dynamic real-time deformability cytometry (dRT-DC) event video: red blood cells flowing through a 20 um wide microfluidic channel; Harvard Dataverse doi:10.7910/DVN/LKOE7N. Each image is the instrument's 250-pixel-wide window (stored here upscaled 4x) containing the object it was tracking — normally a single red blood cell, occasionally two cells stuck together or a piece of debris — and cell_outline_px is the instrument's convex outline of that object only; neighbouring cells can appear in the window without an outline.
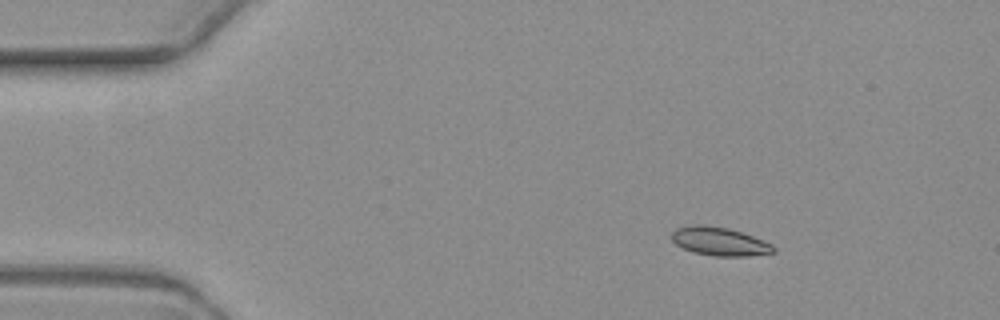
{"species": "common noctule bat (a hibernating species)", "species_latin": "Nyctalus noctula", "temperature_condition": "warm", "stored_images_in_passage": 6, "camera_frame_rate_fps": 3000, "um_per_image_px": 0.085, "animal": {"sex": "female", "body_mass_g": 19.3, "forearm_length_mm": 54.1}, "frame": {"image": 1, "passage_image": 1, "time_ms": 0.0, "image_size_px": [1000, 320], "cell_outline_px": [[776, 252], [748, 256], [716, 256], [692, 252], [676, 244], [672, 240], [672, 232], [676, 228], [692, 224], [704, 224], [728, 228], [764, 240], [772, 244], [776, 248]], "centroid_in_image_um": [61.16, 20.51], "position_along_channel_um": 23.8, "area_um2": 16.94}}
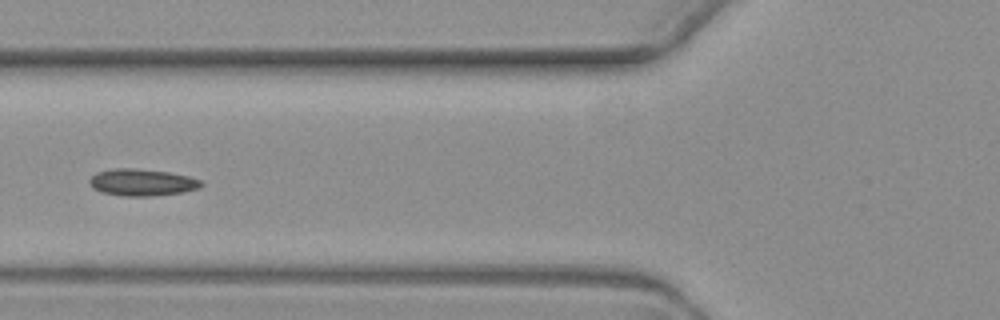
{"frame": {"image": 2, "passage_image": 5, "time_ms": 4.667, "image_size_px": [1000, 320], "cell_outline_px": [[204, 184], [200, 188], [184, 192], [152, 196], [124, 196], [100, 192], [92, 188], [88, 184], [88, 180], [96, 172], [112, 168], [136, 168], [168, 172], [188, 176], [200, 180]], "centroid_in_image_um": [12.04, 15.5], "position_along_channel_um": 113.8, "area_um2": 17.74}}
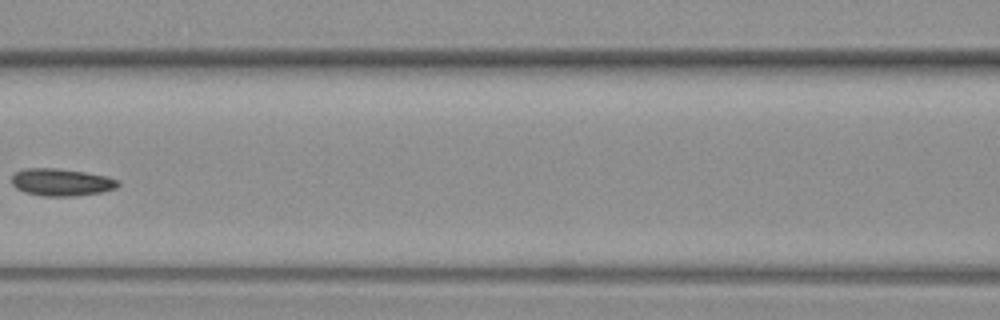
{"frame": {"image": 3, "passage_image": 6, "time_ms": 6.0, "image_size_px": [1000, 320], "cell_outline_px": [[120, 184], [116, 188], [100, 192], [72, 196], [40, 196], [24, 192], [16, 188], [12, 184], [12, 176], [16, 172], [24, 168], [56, 168], [84, 172], [104, 176], [120, 180]], "centroid_in_image_um": [5.19, 15.49], "position_along_channel_um": 161.4, "area_um2": 16.88}}